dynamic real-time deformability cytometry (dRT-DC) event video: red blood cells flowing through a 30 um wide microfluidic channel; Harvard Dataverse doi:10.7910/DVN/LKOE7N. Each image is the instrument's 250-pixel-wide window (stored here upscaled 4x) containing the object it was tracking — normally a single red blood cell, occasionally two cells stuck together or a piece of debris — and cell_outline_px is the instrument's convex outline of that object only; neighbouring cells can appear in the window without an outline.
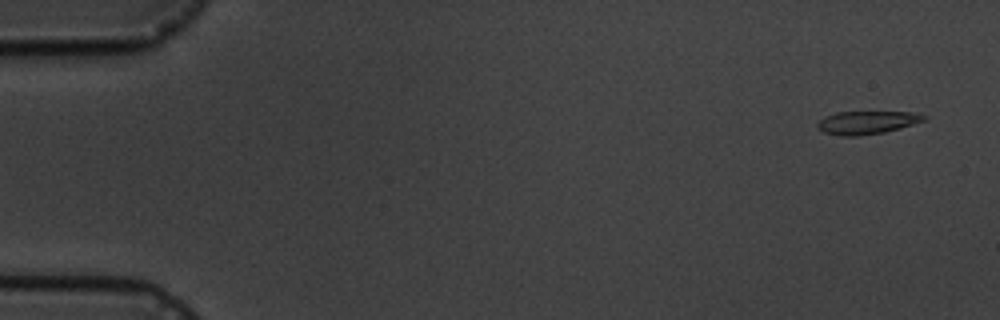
{"species": "common noctule bat (a hibernating species)", "species_latin": "Nyctalus noctula", "temperature_condition": "cold", "stored_images_in_passage": 5, "camera_frame_rate_fps": 3000, "um_per_image_px": 0.085, "animal": {"sex": "male", "body_mass_g": 19.5, "forearm_length_mm": 54.6}, "frame": {"image": 1, "passage_image": 1, "time_ms": 0.0, "image_size_px": [1000, 320], "cell_outline_px": [[928, 120], [900, 128], [884, 132], [856, 136], [840, 136], [824, 132], [816, 128], [816, 124], [824, 116], [836, 112], [912, 112], [928, 116]], "centroid_in_image_um": [73.69, 10.41], "position_along_channel_um": 11.3, "area_um2": 14.45}}
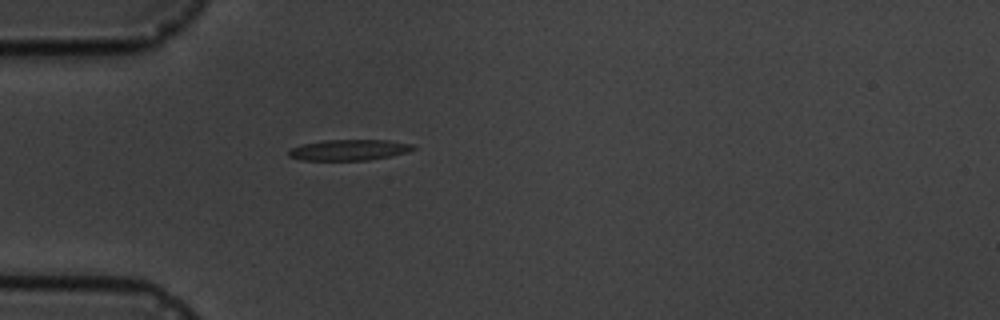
{"frame": {"image": 2, "passage_image": 5, "time_ms": 4.667, "image_size_px": [1000, 320], "cell_outline_px": [[416, 148], [408, 152], [368, 160], [304, 160], [288, 156], [288, 152], [292, 148], [304, 144], [324, 140], [388, 140], [412, 144]], "centroid_in_image_um": [29.69, 12.74], "position_along_channel_um": 55.3, "area_um2": 14.91}}